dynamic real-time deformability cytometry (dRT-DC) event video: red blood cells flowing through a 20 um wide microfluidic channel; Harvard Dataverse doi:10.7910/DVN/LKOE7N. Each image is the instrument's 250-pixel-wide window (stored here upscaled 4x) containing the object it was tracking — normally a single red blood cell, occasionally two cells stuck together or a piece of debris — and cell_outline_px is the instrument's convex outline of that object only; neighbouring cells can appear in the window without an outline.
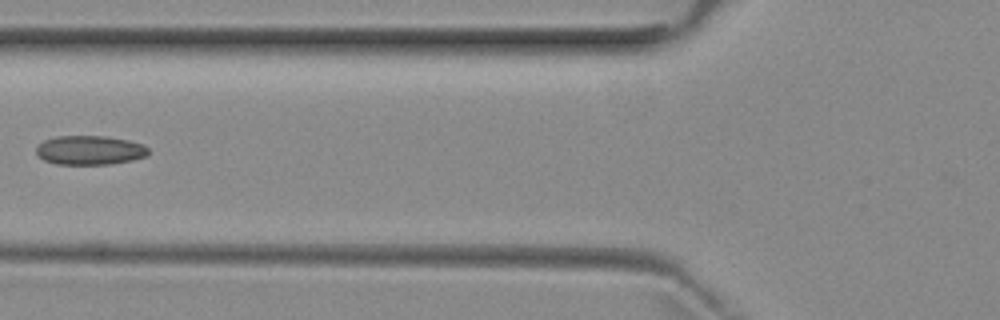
{"species": "common noctule bat (a hibernating species)", "species_latin": "Nyctalus noctula", "temperature_condition": "room temperature", "stored_images_in_passage": 7, "camera_frame_rate_fps": 3000, "um_per_image_px": 0.085, "animal": {"sex": "female", "body_mass_g": 29.2, "forearm_length_mm": 56.3}, "frame": {"image": 1, "passage_image": 6, "time_ms": 6.0, "image_size_px": [1000, 320], "cell_outline_px": [[152, 152], [148, 156], [132, 160], [112, 164], [56, 164], [44, 160], [36, 152], [36, 148], [44, 140], [56, 136], [108, 136], [128, 140], [144, 144]], "centroid_in_image_um": [7.7, 12.76], "position_along_channel_um": 118.1, "area_um2": 19.25}}
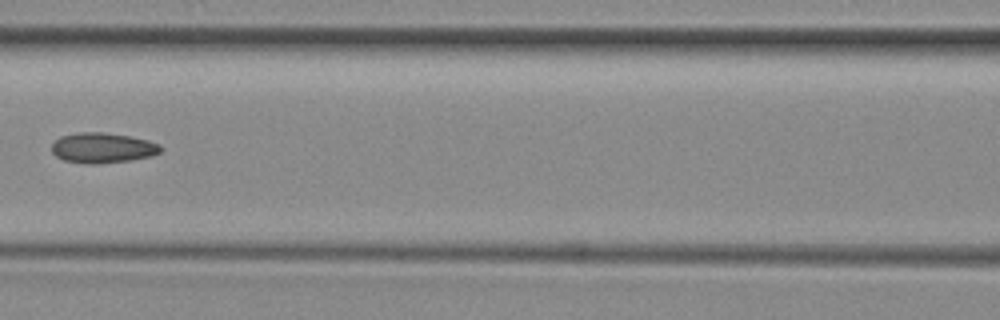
{"frame": {"image": 2, "passage_image": 7, "time_ms": 7.0, "image_size_px": [1000, 320], "cell_outline_px": [[160, 152], [152, 156], [132, 160], [96, 164], [84, 164], [64, 160], [56, 156], [52, 152], [52, 144], [60, 136], [76, 132], [104, 132], [128, 136], [148, 140], [160, 144]], "centroid_in_image_um": [8.7, 12.57], "position_along_channel_um": 157.9, "area_um2": 19.31}}